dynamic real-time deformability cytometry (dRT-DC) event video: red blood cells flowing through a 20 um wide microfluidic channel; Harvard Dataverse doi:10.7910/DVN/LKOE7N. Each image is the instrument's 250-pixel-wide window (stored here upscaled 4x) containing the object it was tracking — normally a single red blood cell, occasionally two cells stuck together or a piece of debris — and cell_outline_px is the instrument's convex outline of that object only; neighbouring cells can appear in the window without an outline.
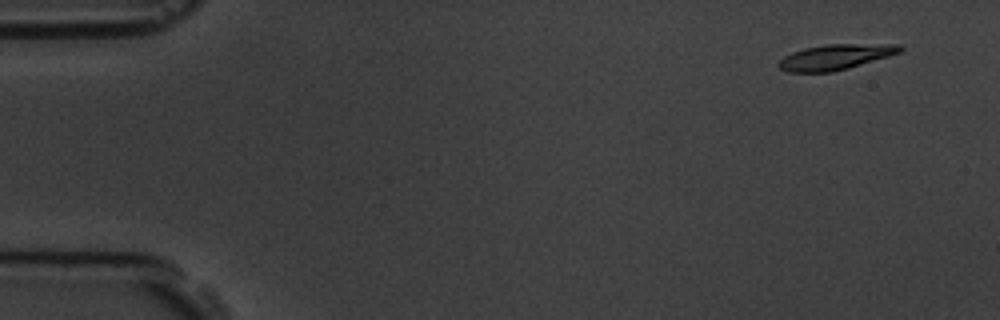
{"species": "common noctule bat (a hibernating species)", "species_latin": "Nyctalus noctula", "temperature_condition": "room temperature", "stored_images_in_passage": 9, "camera_frame_rate_fps": 3000, "um_per_image_px": 0.085, "animal": {"sex": "male", "body_mass_g": 19.5, "forearm_length_mm": 54.6}, "frame": {"image": 1, "passage_image": 1, "time_ms": 0.0, "image_size_px": [1000, 320], "cell_outline_px": [[904, 48], [900, 52], [888, 56], [848, 68], [832, 72], [788, 72], [780, 68], [776, 64], [784, 56], [792, 52], [804, 48], [824, 44], [900, 44]], "centroid_in_image_um": [70.99, 4.84], "position_along_channel_um": 14.0, "area_um2": 17.92}}
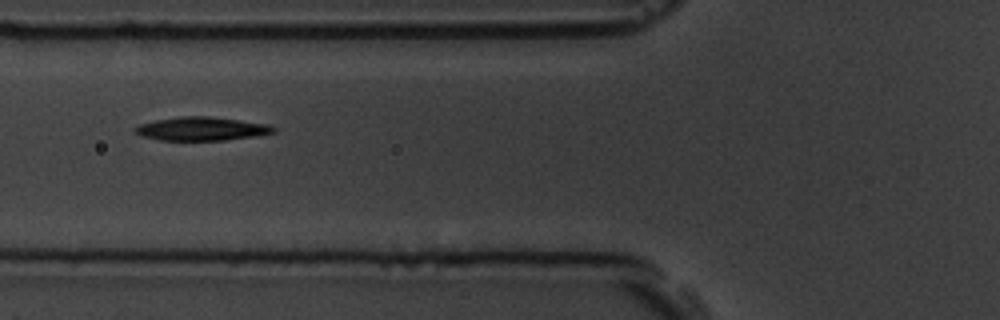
{"frame": {"image": 2, "passage_image": 6, "time_ms": 5.667, "image_size_px": [1000, 320], "cell_outline_px": [[276, 132], [256, 136], [224, 140], [160, 140], [140, 136], [132, 132], [132, 128], [140, 124], [156, 120], [180, 116], [208, 116], [240, 120], [268, 124], [276, 128]], "centroid_in_image_um": [17.1, 10.95], "position_along_channel_um": 108.7, "area_um2": 19.13}}
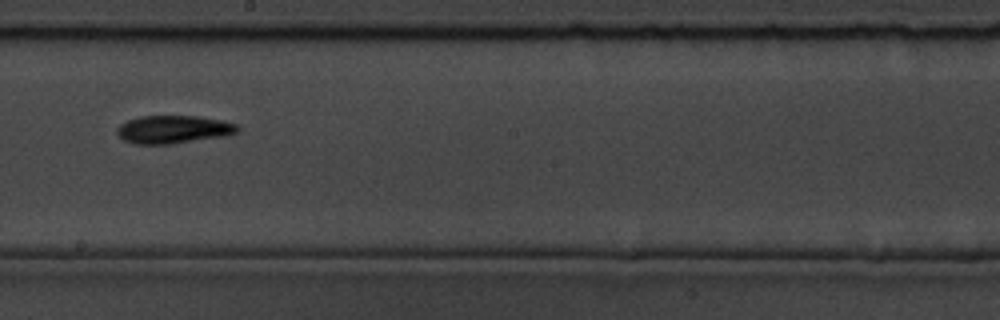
{"frame": {"image": 3, "passage_image": 9, "time_ms": 9.0, "image_size_px": [1000, 320], "cell_outline_px": [[240, 132], [224, 136], [168, 144], [136, 144], [124, 140], [116, 132], [116, 128], [120, 124], [128, 120], [140, 116], [196, 116], [220, 120], [236, 124], [240, 128]], "centroid_in_image_um": [14.73, 11.0], "position_along_channel_um": 233.5, "area_um2": 19.54}}